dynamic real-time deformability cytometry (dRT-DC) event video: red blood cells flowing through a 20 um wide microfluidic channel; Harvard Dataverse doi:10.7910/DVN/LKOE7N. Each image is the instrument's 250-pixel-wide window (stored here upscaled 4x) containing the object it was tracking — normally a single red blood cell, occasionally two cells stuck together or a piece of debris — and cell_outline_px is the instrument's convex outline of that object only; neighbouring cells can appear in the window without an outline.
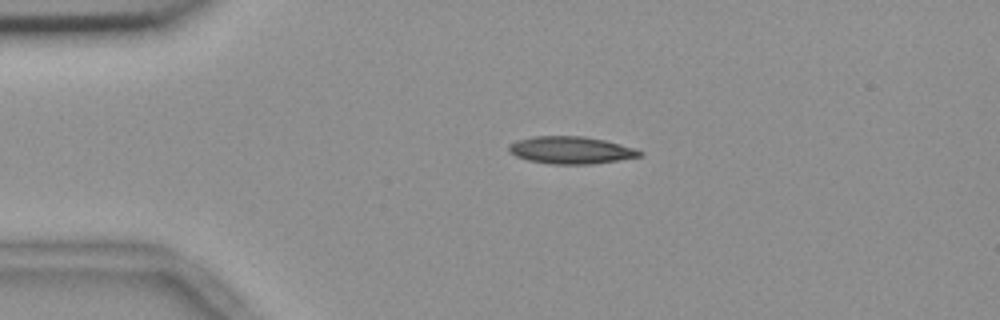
{"species": "common noctule bat (a hibernating species)", "species_latin": "Nyctalus noctula", "temperature_condition": "room temperature", "stored_images_in_passage": 44, "camera_frame_rate_fps": 3000, "um_per_image_px": 0.085, "animal": {"sex": "female", "body_mass_g": 18.4}, "frame": {"image": 1, "passage_image": 1, "time_ms": 0.0, "image_size_px": [1000, 320], "cell_outline_px": [[644, 152], [640, 156], [616, 160], [588, 164], [548, 164], [528, 160], [516, 156], [508, 152], [508, 148], [516, 140], [532, 136], [584, 136], [604, 140], [636, 148]], "centroid_in_image_um": [48.5, 12.75], "position_along_channel_um": 36.5, "area_um2": 20.75}}
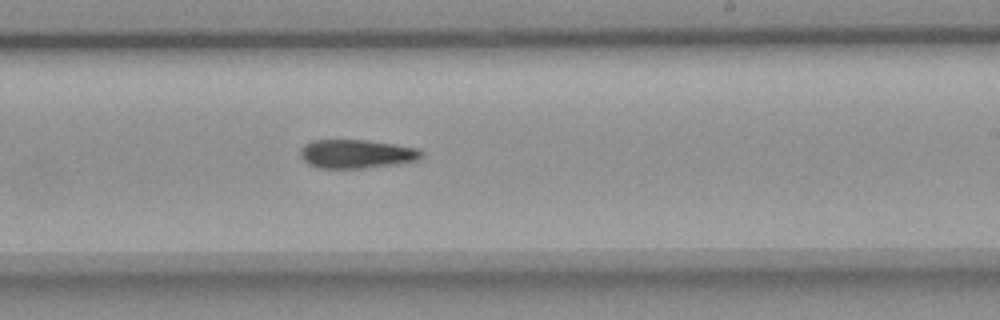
{"frame": {"image": 2, "passage_image": 22, "time_ms": 7.0, "image_size_px": [1000, 320], "cell_outline_px": [[424, 156], [420, 160], [396, 164], [364, 168], [316, 168], [308, 164], [300, 156], [300, 148], [304, 144], [312, 140], [368, 140], [396, 144], [416, 148], [424, 152]], "centroid_in_image_um": [30.31, 13.08], "position_along_channel_um": 258.7, "area_um2": 20.58}}
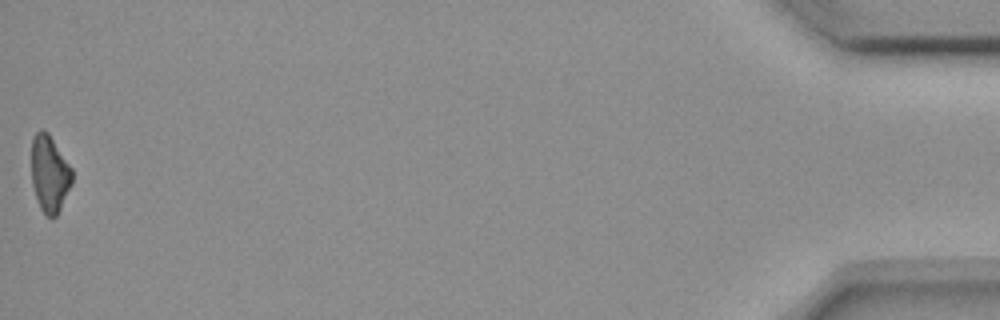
{"frame": {"image": 3, "passage_image": 44, "time_ms": 14.333, "image_size_px": [1000, 320], "cell_outline_px": [[72, 184], [56, 216], [48, 216], [40, 208], [36, 200], [32, 184], [32, 136], [40, 128], [44, 128], [48, 132], [72, 168]], "centroid_in_image_um": [4.2, 14.72], "position_along_channel_um": 431.0, "area_um2": 18.21}}